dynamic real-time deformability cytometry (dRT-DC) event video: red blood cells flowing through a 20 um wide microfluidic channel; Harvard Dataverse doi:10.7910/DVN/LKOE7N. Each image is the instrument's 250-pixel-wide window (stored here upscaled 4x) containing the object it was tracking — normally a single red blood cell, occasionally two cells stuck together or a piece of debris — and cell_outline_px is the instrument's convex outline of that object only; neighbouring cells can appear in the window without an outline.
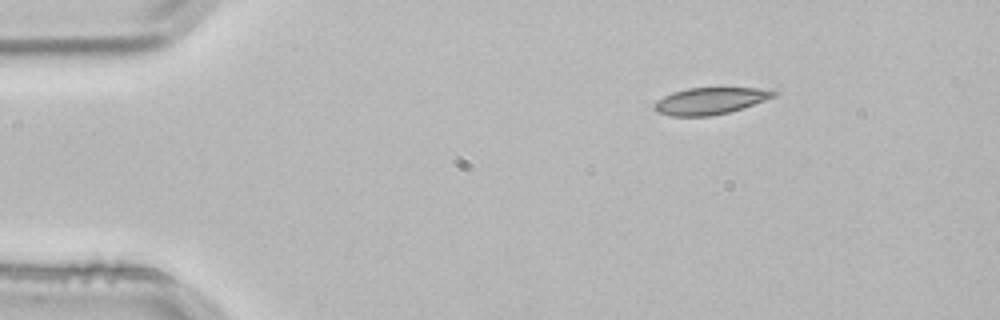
{"species": "common noctule bat (a hibernating species)", "species_latin": "Nyctalus noctula", "temperature_condition": "room temperature", "stored_images_in_passage": 5, "camera_frame_rate_fps": 3000, "um_per_image_px": 0.085, "animal": {"sex": "male", "body_mass_g": 21.5, "forearm_length_mm": 52.0}, "frame": {"image": 1, "passage_image": 5, "time_ms": 1.333, "image_size_px": [1000, 320], "cell_outline_px": [[780, 92], [776, 96], [728, 112], [708, 116], [672, 116], [656, 112], [652, 108], [664, 96], [672, 92], [688, 88], [760, 88]], "centroid_in_image_um": [60.35, 8.57], "position_along_channel_um": 24.6, "area_um2": 18.32}}